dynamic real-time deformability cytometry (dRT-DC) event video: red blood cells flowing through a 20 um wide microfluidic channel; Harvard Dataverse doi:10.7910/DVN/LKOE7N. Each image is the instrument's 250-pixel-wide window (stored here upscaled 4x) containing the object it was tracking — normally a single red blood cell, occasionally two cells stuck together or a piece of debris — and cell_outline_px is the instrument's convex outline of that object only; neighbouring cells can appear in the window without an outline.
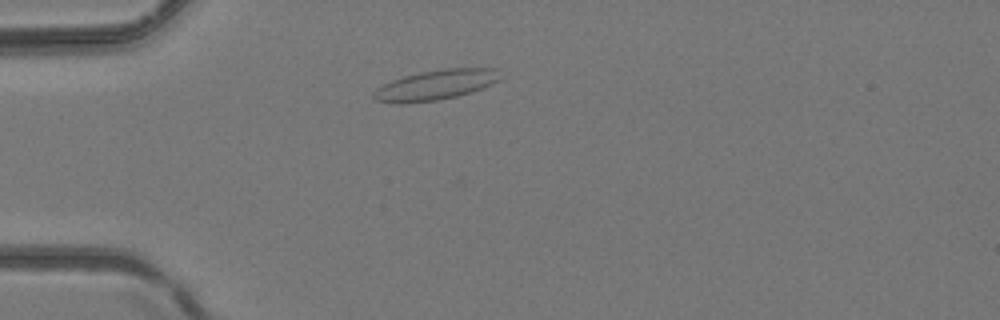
{"species": "common noctule bat (a hibernating species)", "species_latin": "Nyctalus noctula", "temperature_condition": "room temperature", "stored_images_in_passage": 2, "camera_frame_rate_fps": 3000, "um_per_image_px": 0.085, "animal": {"sex": "female", "body_mass_g": 24.6, "forearm_length_mm": 56.2}, "frame": {"image": 1, "passage_image": 1, "time_ms": 0.0, "image_size_px": [1000, 320], "cell_outline_px": [[504, 76], [500, 80], [492, 84], [472, 92], [456, 96], [436, 100], [404, 104], [396, 104], [376, 100], [372, 96], [372, 92], [376, 88], [392, 80], [404, 76], [420, 72], [444, 68], [496, 68]], "centroid_in_image_um": [37.05, 7.22], "position_along_channel_um": 47.9, "area_um2": 22.43}}